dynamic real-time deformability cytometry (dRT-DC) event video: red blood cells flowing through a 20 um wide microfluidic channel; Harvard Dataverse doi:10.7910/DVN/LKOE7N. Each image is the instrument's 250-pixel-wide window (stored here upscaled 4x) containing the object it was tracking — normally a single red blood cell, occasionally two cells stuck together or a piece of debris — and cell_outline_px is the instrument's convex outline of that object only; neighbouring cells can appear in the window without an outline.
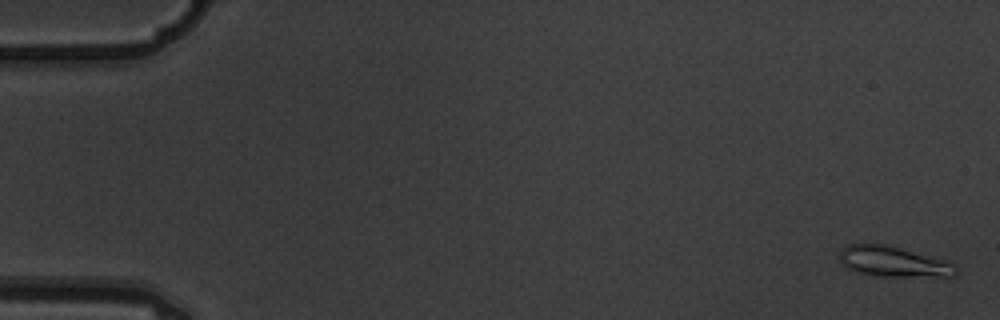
{"species": "common noctule bat (a hibernating species)", "species_latin": "Nyctalus noctula", "temperature_condition": "warm", "stored_images_in_passage": 6, "camera_frame_rate_fps": 3000, "um_per_image_px": 0.085, "animal": {"sex": "male", "body_mass_g": 19.5, "forearm_length_mm": 54.6}, "frame": {"image": 1, "passage_image": 1, "time_ms": 0.0, "image_size_px": [1000, 320], "cell_outline_px": [[960, 272], [956, 276], [872, 276], [856, 272], [844, 268], [840, 260], [840, 248], [848, 244], [884, 244], [900, 248], [944, 260], [956, 264]], "centroid_in_image_um": [75.92, 22.25], "position_along_channel_um": 9.1, "area_um2": 20.81}}